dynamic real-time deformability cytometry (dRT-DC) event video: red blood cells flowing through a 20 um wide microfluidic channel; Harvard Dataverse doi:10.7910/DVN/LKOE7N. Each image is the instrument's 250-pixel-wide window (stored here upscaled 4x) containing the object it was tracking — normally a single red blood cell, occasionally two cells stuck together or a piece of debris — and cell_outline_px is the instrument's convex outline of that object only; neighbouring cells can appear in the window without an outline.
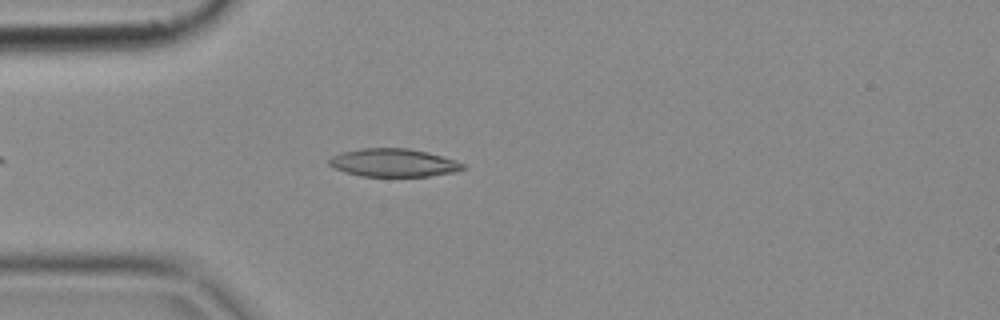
{"species": "common noctule bat (a hibernating species)", "species_latin": "Nyctalus noctula", "temperature_condition": "cold", "stored_images_in_passage": 4, "camera_frame_rate_fps": 3000, "um_per_image_px": 0.085, "animal": {"sex": "female", "body_mass_g": 18.4}, "frame": {"image": 1, "passage_image": 4, "time_ms": 1.0, "image_size_px": [1000, 320], "cell_outline_px": [[468, 168], [452, 172], [428, 176], [360, 176], [336, 168], [328, 164], [328, 160], [332, 156], [340, 152], [360, 148], [408, 148], [456, 160], [464, 164]], "centroid_in_image_um": [33.43, 13.83], "position_along_channel_um": 51.6, "area_um2": 21.68}}